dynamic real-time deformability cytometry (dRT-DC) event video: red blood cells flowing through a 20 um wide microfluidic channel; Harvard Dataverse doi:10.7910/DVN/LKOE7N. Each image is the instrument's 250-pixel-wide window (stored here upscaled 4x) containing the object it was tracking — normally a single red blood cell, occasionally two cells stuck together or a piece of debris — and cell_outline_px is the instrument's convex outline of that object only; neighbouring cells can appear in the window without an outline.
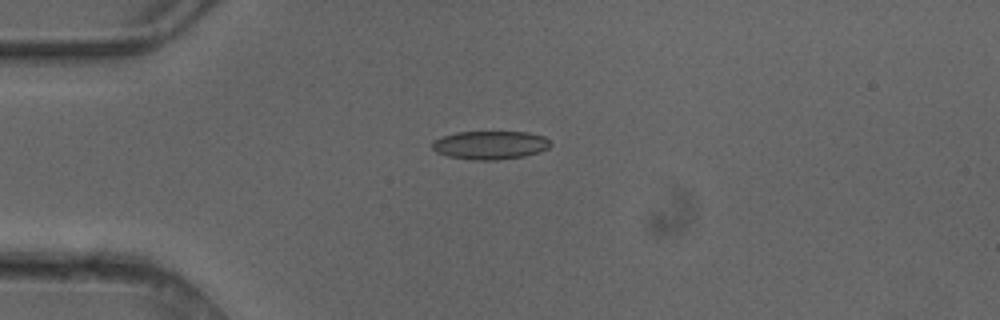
{"species": "common noctule bat (a hibernating species)", "species_latin": "Nyctalus noctula", "temperature_condition": "cold", "stored_images_in_passage": 5, "camera_frame_rate_fps": 3000, "um_per_image_px": 0.085, "animal": {"sex": "female"}, "frame": {"image": 1, "passage_image": 3, "time_ms": 0.667, "image_size_px": [1000, 320], "cell_outline_px": [[552, 144], [548, 148], [540, 152], [524, 156], [496, 160], [476, 160], [448, 156], [436, 152], [432, 148], [432, 140], [456, 132], [528, 132], [544, 136]], "centroid_in_image_um": [41.67, 12.33], "position_along_channel_um": 43.3, "area_um2": 19.59}}
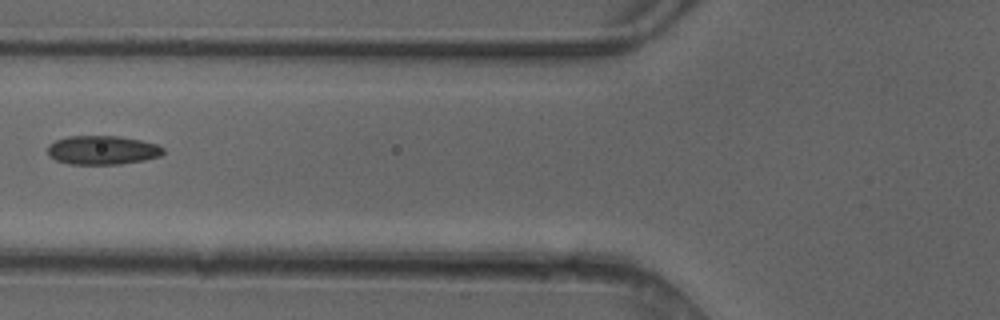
{"frame": {"image": 2, "passage_image": 5, "time_ms": 1.333, "image_size_px": [1000, 320], "cell_outline_px": [[164, 152], [160, 156], [144, 160], [120, 164], [68, 164], [56, 160], [48, 156], [48, 144], [56, 140], [68, 136], [120, 136], [140, 140], [156, 144], [164, 148]], "centroid_in_image_um": [8.69, 12.76], "position_along_channel_um": 117.1, "area_um2": 19.54}}